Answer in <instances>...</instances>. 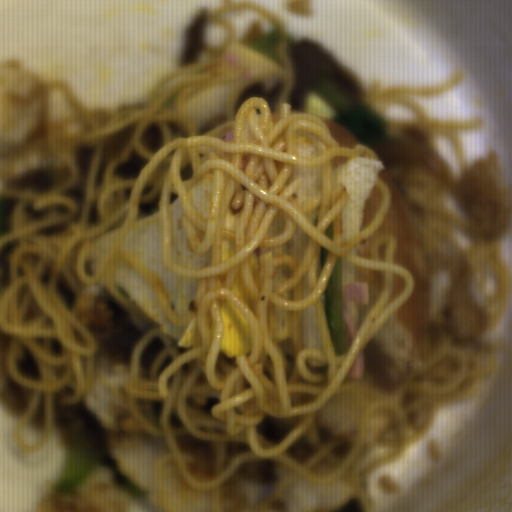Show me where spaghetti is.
<instances>
[{
    "label": "spaghetti",
    "mask_w": 512,
    "mask_h": 512,
    "mask_svg": "<svg viewBox=\"0 0 512 512\" xmlns=\"http://www.w3.org/2000/svg\"><path fill=\"white\" fill-rule=\"evenodd\" d=\"M464 75L458 70L437 85L422 87L382 86L383 80H374L361 89L363 104L378 113L387 123V130L398 135L409 126L422 128L427 135V147L437 149L439 137L455 149L460 174L468 169L464 145L458 131L477 130L483 117L464 121L429 119L423 106L410 96H434L448 92Z\"/></svg>",
    "instance_id": "spaghetti-2"
},
{
    "label": "spaghetti",
    "mask_w": 512,
    "mask_h": 512,
    "mask_svg": "<svg viewBox=\"0 0 512 512\" xmlns=\"http://www.w3.org/2000/svg\"><path fill=\"white\" fill-rule=\"evenodd\" d=\"M250 8L273 23L281 64L246 81L221 54L237 31L220 16ZM290 38L275 11L238 0L209 12L202 44L214 59L172 72L138 103L88 109L62 78L5 90L13 106L37 100L25 137L0 147V195L18 200L0 234V249L16 241L0 333L9 335L4 361L15 383L32 390L14 427L16 452H40L54 405L75 407L94 385L91 286L102 285L143 329L116 281L123 259L145 276L165 319L197 327L193 349L181 354L163 329L147 330L121 387L132 419L165 442L151 461L156 512H172V475L210 491L211 512H264L299 478L320 488L347 483L370 512L368 475L432 431L437 409L475 400L497 370V343L482 336L508 302L501 238L472 233L445 205L444 185L405 161L386 168L419 205L427 276L448 273V285L432 308L421 364L400 386L387 394L343 383L415 280L395 264L397 234L375 236L370 260L352 251L389 214L393 194L380 177L374 220L343 243L350 190L336 191L333 160L379 159L366 145L342 148L322 117L293 112ZM219 85L238 86L224 121L199 134L188 97ZM160 220L162 266L199 280L181 318L163 278L124 246L130 232ZM339 257L383 271L380 299L340 357L323 303ZM226 300L252 334L250 354L230 363L220 351ZM188 433L215 440L211 481L184 460L175 437Z\"/></svg>",
    "instance_id": "spaghetti-1"
}]
</instances>
